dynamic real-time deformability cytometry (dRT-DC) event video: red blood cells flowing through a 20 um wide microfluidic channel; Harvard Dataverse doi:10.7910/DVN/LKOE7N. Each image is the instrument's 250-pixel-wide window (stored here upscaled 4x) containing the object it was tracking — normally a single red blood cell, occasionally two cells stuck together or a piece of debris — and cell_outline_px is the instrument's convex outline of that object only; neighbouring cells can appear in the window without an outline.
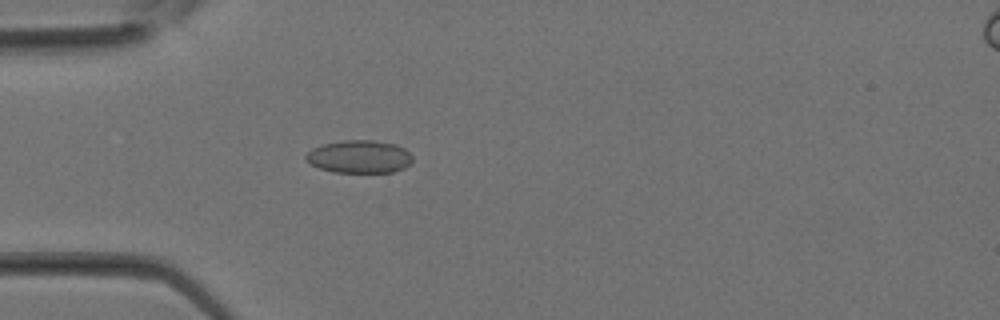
{"species": "Egyptian fruit bat (a non-hibernating species)", "species_latin": "Rousettus aegyptiacus", "temperature_condition": "room temperature", "stored_images_in_passage": 11, "camera_frame_rate_fps": 3000, "um_per_image_px": 0.085, "animal": {"sex": "female"}, "frame": {"image": 1, "passage_image": 2, "time_ms": 0.333, "image_size_px": [1000, 320], "cell_outline_px": [[412, 160], [404, 168], [392, 172], [332, 172], [320, 168], [304, 160], [304, 156], [312, 148], [324, 144], [344, 140], [372, 140], [396, 144], [404, 148], [412, 156]], "centroid_in_image_um": [30.53, 13.31], "position_along_channel_um": 54.5, "area_um2": 20.35}}
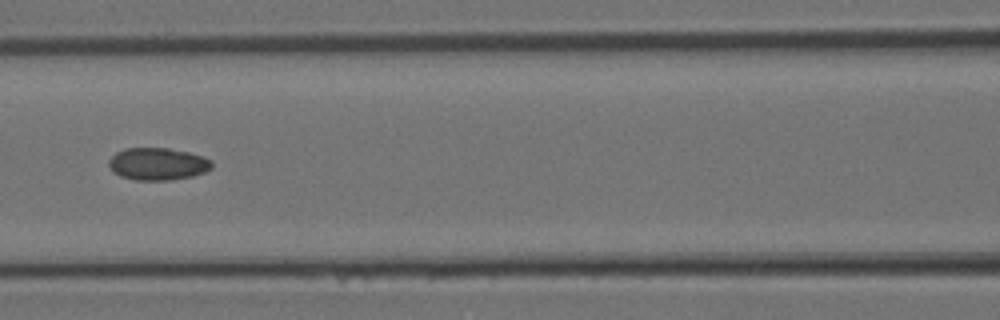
{"frame": {"image": 2, "passage_image": 7, "time_ms": 2.0, "image_size_px": [1000, 320], "cell_outline_px": [[212, 168], [204, 172], [192, 176], [168, 180], [136, 180], [120, 176], [112, 172], [108, 164], [108, 160], [116, 152], [124, 148], [168, 148], [188, 152], [204, 156], [212, 160]], "centroid_in_image_um": [13.39, 13.93], "position_along_channel_um": 153.2, "area_um2": 19.54}}
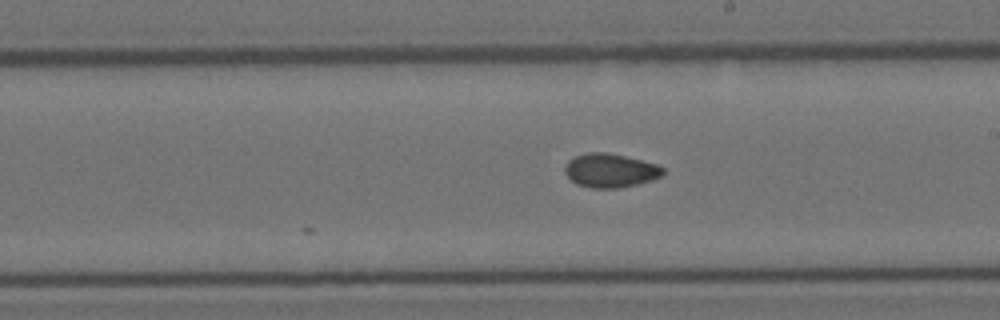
{"frame": {"image": 3, "passage_image": 11, "time_ms": 3.333, "image_size_px": [1000, 320], "cell_outline_px": [[664, 176], [652, 180], [636, 184], [616, 188], [592, 188], [576, 184], [564, 172], [564, 168], [568, 160], [576, 156], [588, 152], [608, 152], [656, 164], [664, 168]], "centroid_in_image_um": [51.87, 14.49], "position_along_channel_um": 237.1, "area_um2": 19.31}}